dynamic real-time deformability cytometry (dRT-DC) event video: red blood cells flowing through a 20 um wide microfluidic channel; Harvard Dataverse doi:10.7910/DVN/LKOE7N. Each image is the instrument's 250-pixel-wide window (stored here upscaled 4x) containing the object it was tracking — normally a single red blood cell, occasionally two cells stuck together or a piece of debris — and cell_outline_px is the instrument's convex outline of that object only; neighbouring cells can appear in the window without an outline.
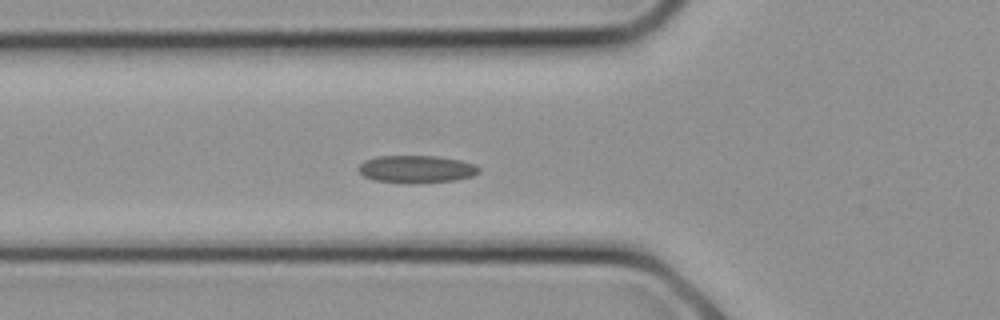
{"species": "common noctule bat (a hibernating species)", "species_latin": "Nyctalus noctula", "temperature_condition": "cold", "stored_images_in_passage": 25, "camera_frame_rate_fps": 3000, "um_per_image_px": 0.085, "animal": {"sex": "female", "body_mass_g": 21.9}, "frame": {"image": 1, "passage_image": 8, "time_ms": 2.333, "image_size_px": [1000, 320], "cell_outline_px": [[480, 172], [472, 176], [452, 180], [416, 184], [408, 184], [376, 180], [364, 176], [356, 168], [364, 160], [376, 156], [440, 156], [460, 160], [476, 164], [480, 168]], "centroid_in_image_um": [35.4, 14.37], "position_along_channel_um": 90.4, "area_um2": 19.54}}
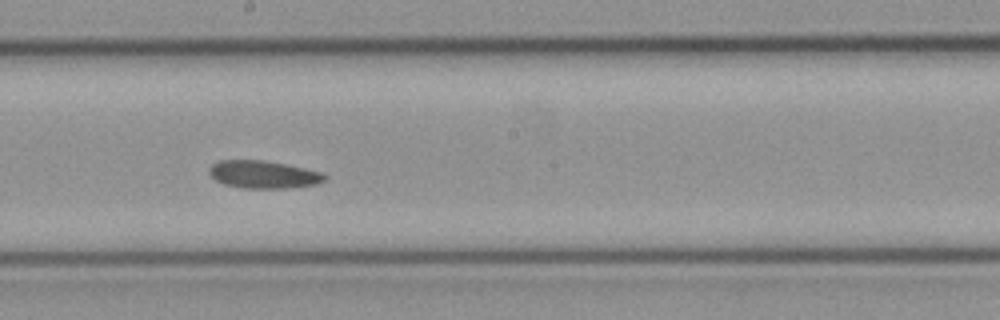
{"frame": {"image": 2, "passage_image": 13, "time_ms": 4.0, "image_size_px": [1000, 320], "cell_outline_px": [[328, 176], [324, 180], [316, 184], [292, 188], [244, 188], [224, 184], [216, 180], [208, 172], [208, 168], [212, 164], [220, 160], [264, 160], [288, 164], [320, 172]], "centroid_in_image_um": [22.38, 14.82], "position_along_channel_um": 225.8, "area_um2": 18.67}}
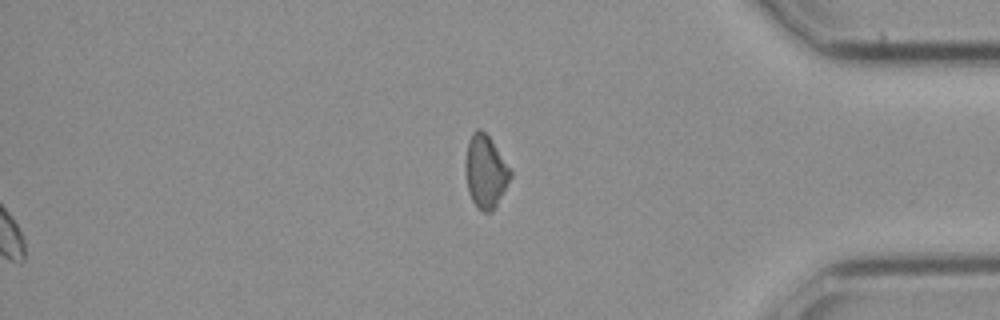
{"frame": {"image": 3, "passage_image": 25, "time_ms": 8.0, "image_size_px": [1000, 320], "cell_outline_px": [[512, 176], [492, 212], [484, 212], [476, 208], [468, 192], [464, 172], [464, 164], [468, 140], [472, 132], [476, 128], [480, 128], [492, 140], [512, 172]], "centroid_in_image_um": [41.23, 14.57], "position_along_channel_um": 394.0, "area_um2": 19.31}}